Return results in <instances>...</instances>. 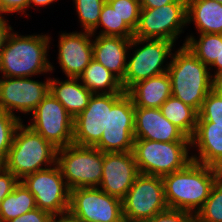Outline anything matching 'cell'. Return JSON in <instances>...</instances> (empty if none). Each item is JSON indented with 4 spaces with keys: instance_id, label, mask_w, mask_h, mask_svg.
Returning a JSON list of instances; mask_svg holds the SVG:
<instances>
[{
    "instance_id": "1",
    "label": "cell",
    "mask_w": 222,
    "mask_h": 222,
    "mask_svg": "<svg viewBox=\"0 0 222 222\" xmlns=\"http://www.w3.org/2000/svg\"><path fill=\"white\" fill-rule=\"evenodd\" d=\"M222 176V170L189 162L183 169L162 177L168 208L196 213L209 197L211 189Z\"/></svg>"
},
{
    "instance_id": "2",
    "label": "cell",
    "mask_w": 222,
    "mask_h": 222,
    "mask_svg": "<svg viewBox=\"0 0 222 222\" xmlns=\"http://www.w3.org/2000/svg\"><path fill=\"white\" fill-rule=\"evenodd\" d=\"M48 34L18 35L14 30L8 35L0 52L1 77H32L52 73L55 69L48 58Z\"/></svg>"
},
{
    "instance_id": "3",
    "label": "cell",
    "mask_w": 222,
    "mask_h": 222,
    "mask_svg": "<svg viewBox=\"0 0 222 222\" xmlns=\"http://www.w3.org/2000/svg\"><path fill=\"white\" fill-rule=\"evenodd\" d=\"M172 54L168 74L172 96L200 111L209 92L218 84L209 67L201 62L185 45Z\"/></svg>"
},
{
    "instance_id": "4",
    "label": "cell",
    "mask_w": 222,
    "mask_h": 222,
    "mask_svg": "<svg viewBox=\"0 0 222 222\" xmlns=\"http://www.w3.org/2000/svg\"><path fill=\"white\" fill-rule=\"evenodd\" d=\"M56 160L57 148L33 131L28 124L26 126L21 122L15 131L12 146L1 164L22 180L27 175L56 164Z\"/></svg>"
},
{
    "instance_id": "5",
    "label": "cell",
    "mask_w": 222,
    "mask_h": 222,
    "mask_svg": "<svg viewBox=\"0 0 222 222\" xmlns=\"http://www.w3.org/2000/svg\"><path fill=\"white\" fill-rule=\"evenodd\" d=\"M190 148V142L135 139L133 153L139 173L163 177L183 169L192 161Z\"/></svg>"
},
{
    "instance_id": "6",
    "label": "cell",
    "mask_w": 222,
    "mask_h": 222,
    "mask_svg": "<svg viewBox=\"0 0 222 222\" xmlns=\"http://www.w3.org/2000/svg\"><path fill=\"white\" fill-rule=\"evenodd\" d=\"M104 153L95 147L69 144L57 149L56 163L69 189L100 185Z\"/></svg>"
},
{
    "instance_id": "7",
    "label": "cell",
    "mask_w": 222,
    "mask_h": 222,
    "mask_svg": "<svg viewBox=\"0 0 222 222\" xmlns=\"http://www.w3.org/2000/svg\"><path fill=\"white\" fill-rule=\"evenodd\" d=\"M139 44L142 47L132 52V57L127 61L125 77L121 81L125 92L139 81L167 72L169 63L166 65L164 63L166 58L172 57L171 51L175 47L174 43L169 40L137 37L131 39L129 47L133 49L132 47H137Z\"/></svg>"
},
{
    "instance_id": "8",
    "label": "cell",
    "mask_w": 222,
    "mask_h": 222,
    "mask_svg": "<svg viewBox=\"0 0 222 222\" xmlns=\"http://www.w3.org/2000/svg\"><path fill=\"white\" fill-rule=\"evenodd\" d=\"M162 177L139 173L122 199L124 222H145L167 209Z\"/></svg>"
},
{
    "instance_id": "9",
    "label": "cell",
    "mask_w": 222,
    "mask_h": 222,
    "mask_svg": "<svg viewBox=\"0 0 222 222\" xmlns=\"http://www.w3.org/2000/svg\"><path fill=\"white\" fill-rule=\"evenodd\" d=\"M187 26V1H175L157 8H141L133 37L162 39L173 43Z\"/></svg>"
},
{
    "instance_id": "10",
    "label": "cell",
    "mask_w": 222,
    "mask_h": 222,
    "mask_svg": "<svg viewBox=\"0 0 222 222\" xmlns=\"http://www.w3.org/2000/svg\"><path fill=\"white\" fill-rule=\"evenodd\" d=\"M29 127L57 149L73 143V120L65 107L49 93L32 112Z\"/></svg>"
},
{
    "instance_id": "11",
    "label": "cell",
    "mask_w": 222,
    "mask_h": 222,
    "mask_svg": "<svg viewBox=\"0 0 222 222\" xmlns=\"http://www.w3.org/2000/svg\"><path fill=\"white\" fill-rule=\"evenodd\" d=\"M20 181L34 195L37 208L51 214L69 210L70 189L57 163Z\"/></svg>"
},
{
    "instance_id": "12",
    "label": "cell",
    "mask_w": 222,
    "mask_h": 222,
    "mask_svg": "<svg viewBox=\"0 0 222 222\" xmlns=\"http://www.w3.org/2000/svg\"><path fill=\"white\" fill-rule=\"evenodd\" d=\"M135 106L125 93L108 109L107 127L100 141L94 146L103 153L131 152L134 147Z\"/></svg>"
},
{
    "instance_id": "13",
    "label": "cell",
    "mask_w": 222,
    "mask_h": 222,
    "mask_svg": "<svg viewBox=\"0 0 222 222\" xmlns=\"http://www.w3.org/2000/svg\"><path fill=\"white\" fill-rule=\"evenodd\" d=\"M69 211L82 222H124L122 200L99 187L70 190Z\"/></svg>"
},
{
    "instance_id": "14",
    "label": "cell",
    "mask_w": 222,
    "mask_h": 222,
    "mask_svg": "<svg viewBox=\"0 0 222 222\" xmlns=\"http://www.w3.org/2000/svg\"><path fill=\"white\" fill-rule=\"evenodd\" d=\"M3 78V79H2ZM0 79V109L18 117L15 111L32 113L50 93V78L35 81L30 77H2Z\"/></svg>"
},
{
    "instance_id": "15",
    "label": "cell",
    "mask_w": 222,
    "mask_h": 222,
    "mask_svg": "<svg viewBox=\"0 0 222 222\" xmlns=\"http://www.w3.org/2000/svg\"><path fill=\"white\" fill-rule=\"evenodd\" d=\"M124 94H93L87 107L73 120V144L94 147L107 127L108 109Z\"/></svg>"
},
{
    "instance_id": "16",
    "label": "cell",
    "mask_w": 222,
    "mask_h": 222,
    "mask_svg": "<svg viewBox=\"0 0 222 222\" xmlns=\"http://www.w3.org/2000/svg\"><path fill=\"white\" fill-rule=\"evenodd\" d=\"M138 174L133 151L104 153L102 179L98 187L122 200Z\"/></svg>"
},
{
    "instance_id": "17",
    "label": "cell",
    "mask_w": 222,
    "mask_h": 222,
    "mask_svg": "<svg viewBox=\"0 0 222 222\" xmlns=\"http://www.w3.org/2000/svg\"><path fill=\"white\" fill-rule=\"evenodd\" d=\"M94 35L91 32L61 33L58 42V63L66 77L79 78L93 59Z\"/></svg>"
},
{
    "instance_id": "18",
    "label": "cell",
    "mask_w": 222,
    "mask_h": 222,
    "mask_svg": "<svg viewBox=\"0 0 222 222\" xmlns=\"http://www.w3.org/2000/svg\"><path fill=\"white\" fill-rule=\"evenodd\" d=\"M134 139L190 142L189 137L162 115L160 108L143 107H135Z\"/></svg>"
},
{
    "instance_id": "19",
    "label": "cell",
    "mask_w": 222,
    "mask_h": 222,
    "mask_svg": "<svg viewBox=\"0 0 222 222\" xmlns=\"http://www.w3.org/2000/svg\"><path fill=\"white\" fill-rule=\"evenodd\" d=\"M190 144L198 150V155L191 154L193 161L222 170V125L197 120Z\"/></svg>"
},
{
    "instance_id": "20",
    "label": "cell",
    "mask_w": 222,
    "mask_h": 222,
    "mask_svg": "<svg viewBox=\"0 0 222 222\" xmlns=\"http://www.w3.org/2000/svg\"><path fill=\"white\" fill-rule=\"evenodd\" d=\"M93 59L102 64L121 81L127 69V57L132 38L97 35L93 37Z\"/></svg>"
},
{
    "instance_id": "21",
    "label": "cell",
    "mask_w": 222,
    "mask_h": 222,
    "mask_svg": "<svg viewBox=\"0 0 222 222\" xmlns=\"http://www.w3.org/2000/svg\"><path fill=\"white\" fill-rule=\"evenodd\" d=\"M126 93L132 98L135 107L160 108L172 96L170 76L165 72L139 81Z\"/></svg>"
},
{
    "instance_id": "22",
    "label": "cell",
    "mask_w": 222,
    "mask_h": 222,
    "mask_svg": "<svg viewBox=\"0 0 222 222\" xmlns=\"http://www.w3.org/2000/svg\"><path fill=\"white\" fill-rule=\"evenodd\" d=\"M79 78L68 77L64 81L50 78V93L75 118L88 105L93 93L87 89Z\"/></svg>"
},
{
    "instance_id": "23",
    "label": "cell",
    "mask_w": 222,
    "mask_h": 222,
    "mask_svg": "<svg viewBox=\"0 0 222 222\" xmlns=\"http://www.w3.org/2000/svg\"><path fill=\"white\" fill-rule=\"evenodd\" d=\"M198 33L222 34V4L213 0H187V24Z\"/></svg>"
},
{
    "instance_id": "24",
    "label": "cell",
    "mask_w": 222,
    "mask_h": 222,
    "mask_svg": "<svg viewBox=\"0 0 222 222\" xmlns=\"http://www.w3.org/2000/svg\"><path fill=\"white\" fill-rule=\"evenodd\" d=\"M79 79L93 94L126 93L121 80L95 59L91 60Z\"/></svg>"
},
{
    "instance_id": "25",
    "label": "cell",
    "mask_w": 222,
    "mask_h": 222,
    "mask_svg": "<svg viewBox=\"0 0 222 222\" xmlns=\"http://www.w3.org/2000/svg\"><path fill=\"white\" fill-rule=\"evenodd\" d=\"M162 115L177 126L187 137L195 132L198 112L180 99L170 96L161 106Z\"/></svg>"
},
{
    "instance_id": "26",
    "label": "cell",
    "mask_w": 222,
    "mask_h": 222,
    "mask_svg": "<svg viewBox=\"0 0 222 222\" xmlns=\"http://www.w3.org/2000/svg\"><path fill=\"white\" fill-rule=\"evenodd\" d=\"M35 208L34 195L19 181L0 203V222H7Z\"/></svg>"
},
{
    "instance_id": "27",
    "label": "cell",
    "mask_w": 222,
    "mask_h": 222,
    "mask_svg": "<svg viewBox=\"0 0 222 222\" xmlns=\"http://www.w3.org/2000/svg\"><path fill=\"white\" fill-rule=\"evenodd\" d=\"M199 39L194 35L187 36L185 45L207 67L213 63H220L221 34L198 33Z\"/></svg>"
},
{
    "instance_id": "28",
    "label": "cell",
    "mask_w": 222,
    "mask_h": 222,
    "mask_svg": "<svg viewBox=\"0 0 222 222\" xmlns=\"http://www.w3.org/2000/svg\"><path fill=\"white\" fill-rule=\"evenodd\" d=\"M99 26L103 29L100 30L99 35L113 36L123 38H133L134 31L126 24V22L120 18L117 12L106 1L101 9L97 28L91 33L94 35Z\"/></svg>"
},
{
    "instance_id": "29",
    "label": "cell",
    "mask_w": 222,
    "mask_h": 222,
    "mask_svg": "<svg viewBox=\"0 0 222 222\" xmlns=\"http://www.w3.org/2000/svg\"><path fill=\"white\" fill-rule=\"evenodd\" d=\"M196 222H222V176L213 185L209 197L196 213Z\"/></svg>"
},
{
    "instance_id": "30",
    "label": "cell",
    "mask_w": 222,
    "mask_h": 222,
    "mask_svg": "<svg viewBox=\"0 0 222 222\" xmlns=\"http://www.w3.org/2000/svg\"><path fill=\"white\" fill-rule=\"evenodd\" d=\"M79 21L84 31L97 28L101 9L106 0H73Z\"/></svg>"
},
{
    "instance_id": "31",
    "label": "cell",
    "mask_w": 222,
    "mask_h": 222,
    "mask_svg": "<svg viewBox=\"0 0 222 222\" xmlns=\"http://www.w3.org/2000/svg\"><path fill=\"white\" fill-rule=\"evenodd\" d=\"M197 120L222 125V84H217L206 96Z\"/></svg>"
},
{
    "instance_id": "32",
    "label": "cell",
    "mask_w": 222,
    "mask_h": 222,
    "mask_svg": "<svg viewBox=\"0 0 222 222\" xmlns=\"http://www.w3.org/2000/svg\"><path fill=\"white\" fill-rule=\"evenodd\" d=\"M21 120L0 109V163L6 158Z\"/></svg>"
},
{
    "instance_id": "33",
    "label": "cell",
    "mask_w": 222,
    "mask_h": 222,
    "mask_svg": "<svg viewBox=\"0 0 222 222\" xmlns=\"http://www.w3.org/2000/svg\"><path fill=\"white\" fill-rule=\"evenodd\" d=\"M126 24L134 31L139 22L141 5L139 0H106Z\"/></svg>"
},
{
    "instance_id": "34",
    "label": "cell",
    "mask_w": 222,
    "mask_h": 222,
    "mask_svg": "<svg viewBox=\"0 0 222 222\" xmlns=\"http://www.w3.org/2000/svg\"><path fill=\"white\" fill-rule=\"evenodd\" d=\"M145 222H196V215L174 208H167Z\"/></svg>"
},
{
    "instance_id": "35",
    "label": "cell",
    "mask_w": 222,
    "mask_h": 222,
    "mask_svg": "<svg viewBox=\"0 0 222 222\" xmlns=\"http://www.w3.org/2000/svg\"><path fill=\"white\" fill-rule=\"evenodd\" d=\"M19 181L16 176L0 163V203L14 190Z\"/></svg>"
},
{
    "instance_id": "36",
    "label": "cell",
    "mask_w": 222,
    "mask_h": 222,
    "mask_svg": "<svg viewBox=\"0 0 222 222\" xmlns=\"http://www.w3.org/2000/svg\"><path fill=\"white\" fill-rule=\"evenodd\" d=\"M51 217V213L39 208H35L7 222H48Z\"/></svg>"
},
{
    "instance_id": "37",
    "label": "cell",
    "mask_w": 222,
    "mask_h": 222,
    "mask_svg": "<svg viewBox=\"0 0 222 222\" xmlns=\"http://www.w3.org/2000/svg\"><path fill=\"white\" fill-rule=\"evenodd\" d=\"M29 0H0V15L5 13H26ZM26 10V11H25Z\"/></svg>"
},
{
    "instance_id": "38",
    "label": "cell",
    "mask_w": 222,
    "mask_h": 222,
    "mask_svg": "<svg viewBox=\"0 0 222 222\" xmlns=\"http://www.w3.org/2000/svg\"><path fill=\"white\" fill-rule=\"evenodd\" d=\"M12 30V26L8 25V20L3 15H0V52Z\"/></svg>"
},
{
    "instance_id": "39",
    "label": "cell",
    "mask_w": 222,
    "mask_h": 222,
    "mask_svg": "<svg viewBox=\"0 0 222 222\" xmlns=\"http://www.w3.org/2000/svg\"><path fill=\"white\" fill-rule=\"evenodd\" d=\"M175 1L187 0H139L141 8H157Z\"/></svg>"
},
{
    "instance_id": "40",
    "label": "cell",
    "mask_w": 222,
    "mask_h": 222,
    "mask_svg": "<svg viewBox=\"0 0 222 222\" xmlns=\"http://www.w3.org/2000/svg\"><path fill=\"white\" fill-rule=\"evenodd\" d=\"M214 67L216 72L213 75V79L218 83L222 84V34H221V53H220V63H213L209 69L211 70Z\"/></svg>"
},
{
    "instance_id": "41",
    "label": "cell",
    "mask_w": 222,
    "mask_h": 222,
    "mask_svg": "<svg viewBox=\"0 0 222 222\" xmlns=\"http://www.w3.org/2000/svg\"><path fill=\"white\" fill-rule=\"evenodd\" d=\"M56 222H82V221L68 210L66 212L56 214Z\"/></svg>"
},
{
    "instance_id": "42",
    "label": "cell",
    "mask_w": 222,
    "mask_h": 222,
    "mask_svg": "<svg viewBox=\"0 0 222 222\" xmlns=\"http://www.w3.org/2000/svg\"><path fill=\"white\" fill-rule=\"evenodd\" d=\"M55 0H29V7L36 6H47L53 3ZM57 1V0H56ZM34 4V5H33Z\"/></svg>"
},
{
    "instance_id": "43",
    "label": "cell",
    "mask_w": 222,
    "mask_h": 222,
    "mask_svg": "<svg viewBox=\"0 0 222 222\" xmlns=\"http://www.w3.org/2000/svg\"><path fill=\"white\" fill-rule=\"evenodd\" d=\"M48 222H56V214H52V217Z\"/></svg>"
},
{
    "instance_id": "44",
    "label": "cell",
    "mask_w": 222,
    "mask_h": 222,
    "mask_svg": "<svg viewBox=\"0 0 222 222\" xmlns=\"http://www.w3.org/2000/svg\"><path fill=\"white\" fill-rule=\"evenodd\" d=\"M213 1H216L218 3H221L222 4V0H213Z\"/></svg>"
}]
</instances>
